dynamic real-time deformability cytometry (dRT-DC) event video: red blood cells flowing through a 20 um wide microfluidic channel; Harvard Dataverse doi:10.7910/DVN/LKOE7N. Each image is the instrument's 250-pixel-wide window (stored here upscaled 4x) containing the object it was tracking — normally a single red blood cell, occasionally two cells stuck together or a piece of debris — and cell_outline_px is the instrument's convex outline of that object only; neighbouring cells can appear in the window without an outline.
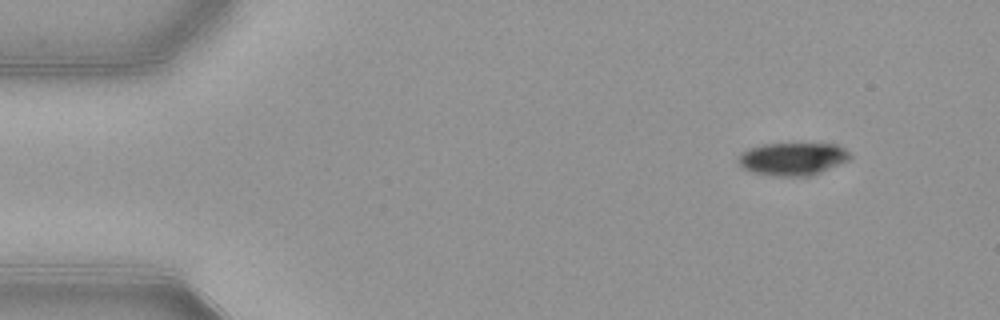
{"species": "common noctule bat (a hibernating species)", "species_latin": "Nyctalus noctula", "temperature_condition": "warm", "stored_images_in_passage": 48, "camera_frame_rate_fps": 3000, "um_per_image_px": 0.085, "animal": {"sex": "female", "body_mass_g": 21.9}, "frame": {"image": 1, "passage_image": 1, "time_ms": 0.0, "image_size_px": [1000, 320], "cell_outline_px": [[852, 156], [848, 160], [820, 172], [808, 176], [776, 176], [752, 172], [744, 168], [736, 160], [736, 156], [740, 152], [748, 148], [760, 144], [836, 144], [844, 148]], "centroid_in_image_um": [67.32, 13.5], "position_along_channel_um": 17.7, "area_um2": 21.33}}
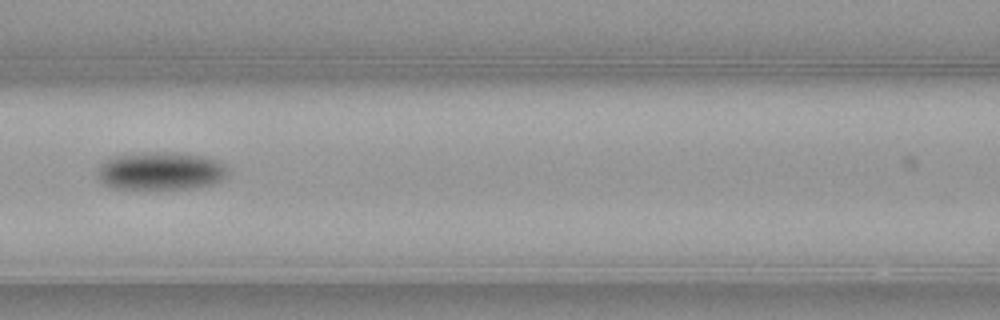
{"frame": {"image": 2, "passage_image": 19, "time_ms": 6.0, "image_size_px": [1000, 320], "cell_outline_px": [[228, 172], [220, 180], [212, 184], [192, 188], [112, 188], [104, 184], [100, 180], [96, 172], [100, 164], [104, 160], [112, 156], [144, 152], [180, 152], [204, 156], [216, 160], [224, 164], [228, 168]], "centroid_in_image_um": [13.63, 14.51], "position_along_channel_um": 153.0, "area_um2": 28.96}}
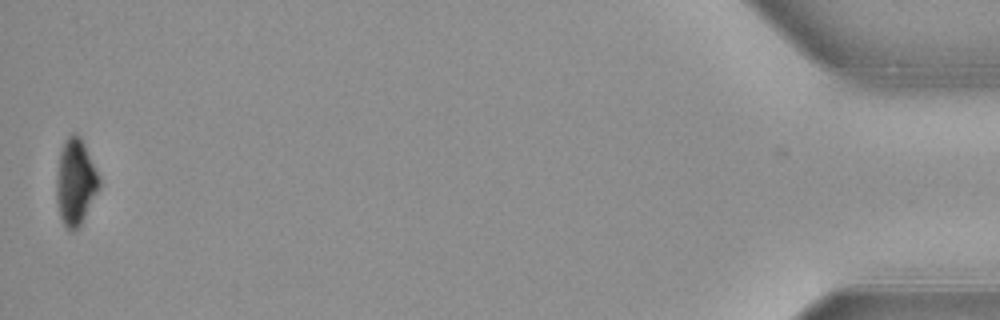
{"frame": {"image": 3, "passage_image": 48, "time_ms": 15.667, "image_size_px": [1000, 320], "cell_outline_px": [[100, 188], [80, 224], [72, 232], [64, 224], [60, 216], [56, 200], [56, 176], [60, 152], [64, 140], [72, 132], [76, 132], [80, 136], [100, 176]], "centroid_in_image_um": [6.41, 15.43], "position_along_channel_um": 428.8, "area_um2": 21.44}, "authors_computed_cell_mechanics": {"area_um2": 25.2297, "velocity_mm_per_s": 3.8935, "shape_relaxation_time_tau1_ms": 2.3183, "shape_relaxation_time_tau2_ms": null, "deformation_change_tau1": 0.1204, "deformation_change_tau2": null}}